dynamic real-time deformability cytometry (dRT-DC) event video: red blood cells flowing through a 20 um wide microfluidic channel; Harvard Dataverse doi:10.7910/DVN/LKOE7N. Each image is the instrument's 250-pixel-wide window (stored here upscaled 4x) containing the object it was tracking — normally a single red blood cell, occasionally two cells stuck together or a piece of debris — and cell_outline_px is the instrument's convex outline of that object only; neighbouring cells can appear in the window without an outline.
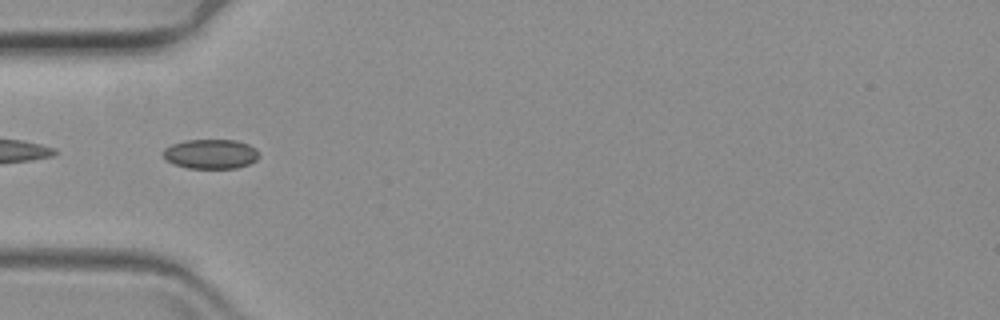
{"species": "common noctule bat (a hibernating species)", "species_latin": "Nyctalus noctula", "temperature_condition": "warm", "stored_images_in_passage": 62, "segment_of_instrument_passage": [2, 2], "camera_frame_rate_fps": 3000, "um_per_image_px": 0.085, "animal": {"sex": "female", "body_mass_g": 19.3, "forearm_length_mm": 54.1}, "frame": {"image": 1, "passage_image": 20, "time_ms": 6.333, "image_size_px": [1000, 320], "cell_outline_px": [[260, 156], [256, 160], [248, 164], [236, 168], [188, 168], [172, 164], [164, 160], [164, 148], [172, 144], [184, 140], [236, 140], [248, 144], [256, 148]], "centroid_in_image_um": [17.9, 13.09], "position_along_channel_um": 67.1, "area_um2": 16.65}}
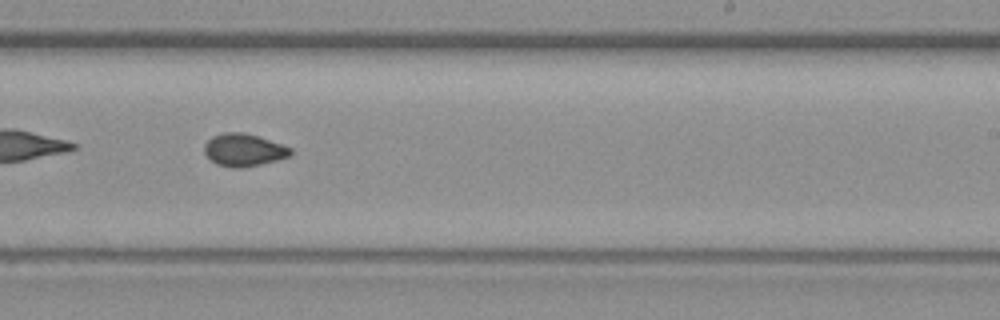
{"frame": {"image": 2, "passage_image": 38, "time_ms": 12.333, "image_size_px": [1000, 320], "cell_outline_px": [[292, 152], [288, 156], [276, 160], [260, 164], [240, 168], [232, 168], [216, 164], [204, 152], [204, 144], [212, 136], [224, 132], [244, 132], [292, 148]], "centroid_in_image_um": [20.68, 12.74], "position_along_channel_um": 268.3, "area_um2": 16.13}}
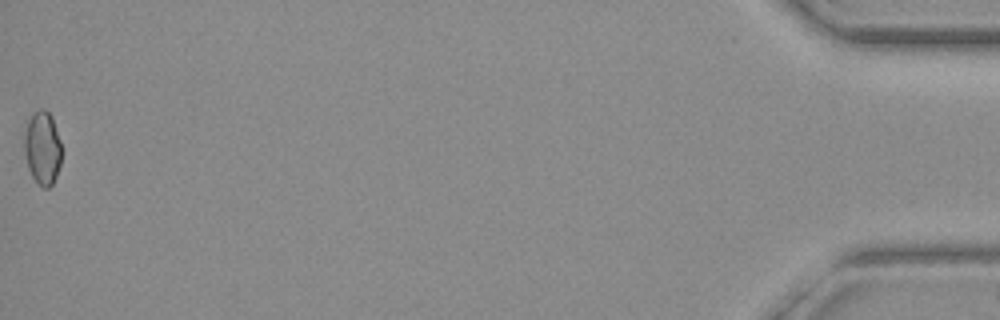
{"frame": {"image": 3, "passage_image": 62, "time_ms": 20.333, "image_size_px": [1000, 320], "cell_outline_px": [[60, 164], [56, 176], [52, 184], [48, 188], [44, 188], [32, 176], [28, 168], [24, 148], [24, 136], [28, 120], [32, 112], [40, 108], [44, 108], [52, 116], [60, 140]], "centroid_in_image_um": [3.6, 12.53], "position_along_channel_um": 431.6, "area_um2": 15.84}}